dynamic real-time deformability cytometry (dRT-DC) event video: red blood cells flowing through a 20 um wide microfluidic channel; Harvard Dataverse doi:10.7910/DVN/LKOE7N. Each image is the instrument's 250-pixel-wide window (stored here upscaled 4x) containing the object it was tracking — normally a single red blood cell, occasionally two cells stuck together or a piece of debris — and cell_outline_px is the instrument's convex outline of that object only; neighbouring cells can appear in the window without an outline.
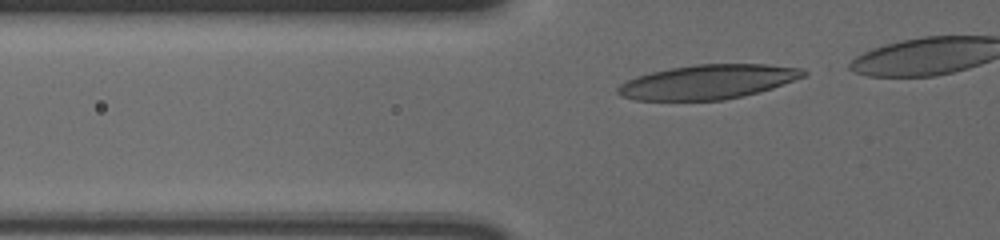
{"species": "human", "species_latin": "Homo sapiens", "temperature_condition": "cold", "stored_images_in_passage": 16, "camera_frame_rate_fps": 3000, "um_per_image_px": 0.085, "donor": {"sex": "male"}, "frame": {"image": 1, "passage_image": 5, "time_ms": 1.333, "image_size_px": [1000, 240], "cell_outline_px": [[808, 72], [804, 76], [772, 88], [740, 96], [720, 100], [636, 100], [620, 96], [616, 92], [616, 88], [620, 84], [636, 76], [652, 72], [672, 68], [696, 64], [768, 64], [800, 68]], "centroid_in_image_um": [60.13, 6.95], "position_along_channel_um": 65.7, "area_um2": 36.82}}
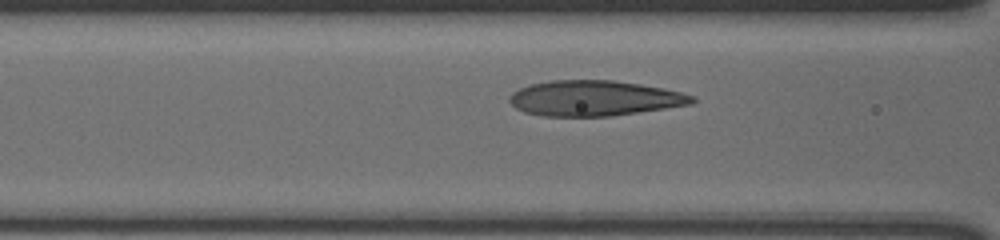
{"frame": {"image": 2, "passage_image": 10, "time_ms": 3.0, "image_size_px": [1000, 240], "cell_outline_px": [[696, 100], [692, 104], [608, 116], [544, 116], [524, 112], [516, 108], [508, 100], [508, 96], [512, 92], [528, 84], [552, 80], [612, 80], [640, 84], [680, 92], [692, 96]], "centroid_in_image_um": [50.45, 8.34], "position_along_channel_um": 116.2, "area_um2": 37.4}}
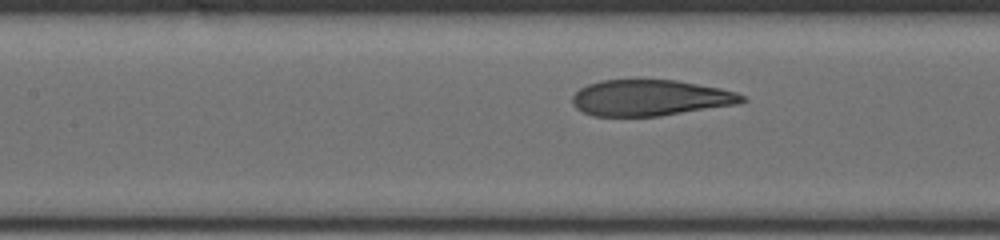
{"frame": {"image": 3, "passage_image": 13, "time_ms": 4.0, "image_size_px": [1000, 240], "cell_outline_px": [[748, 100], [736, 104], [660, 116], [592, 116], [576, 108], [572, 104], [572, 96], [580, 88], [588, 84], [600, 80], [676, 80], [720, 88], [736, 92], [744, 96]], "centroid_in_image_um": [55.25, 8.32], "position_along_channel_um": 152.1, "area_um2": 35.55}}